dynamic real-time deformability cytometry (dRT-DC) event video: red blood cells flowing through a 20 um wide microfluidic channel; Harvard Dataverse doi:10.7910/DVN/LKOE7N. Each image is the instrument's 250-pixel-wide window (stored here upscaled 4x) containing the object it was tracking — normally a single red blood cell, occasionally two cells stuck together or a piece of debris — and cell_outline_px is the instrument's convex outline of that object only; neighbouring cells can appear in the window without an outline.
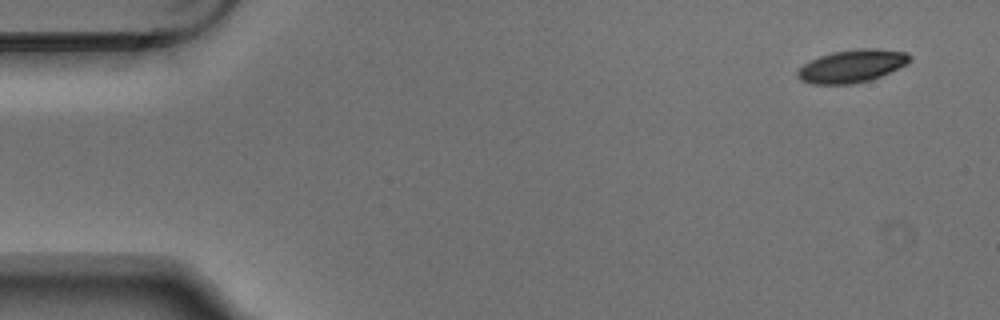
{"species": "Egyptian fruit bat (a non-hibernating species)", "species_latin": "Rousettus aegyptiacus", "temperature_condition": "warm", "stored_images_in_passage": 6, "camera_frame_rate_fps": 3000, "um_per_image_px": 0.085, "animal": {"sex": "male"}, "frame": {"image": 1, "passage_image": 1, "time_ms": 0.0, "image_size_px": [1000, 320], "cell_outline_px": [[912, 60], [908, 64], [880, 76], [868, 80], [852, 84], [812, 84], [800, 80], [796, 76], [796, 72], [804, 64], [820, 56], [832, 52], [860, 48], [876, 48], [904, 52], [912, 56]], "centroid_in_image_um": [72.42, 5.61], "position_along_channel_um": 12.6, "area_um2": 21.39}}
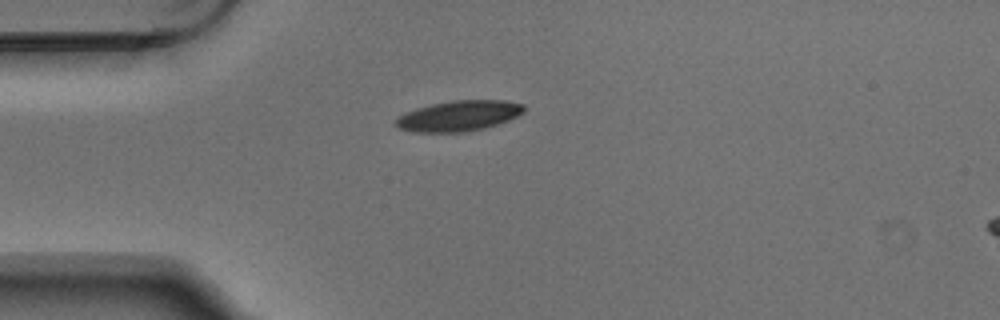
{"frame": {"image": 2, "passage_image": 4, "time_ms": 1.0, "image_size_px": [1000, 320], "cell_outline_px": [[524, 112], [508, 120], [484, 128], [464, 132], [416, 132], [400, 128], [396, 124], [396, 120], [404, 112], [416, 108], [432, 104], [452, 100], [504, 100], [524, 104]], "centroid_in_image_um": [39.01, 9.84], "position_along_channel_um": 46.0, "area_um2": 22.6}}
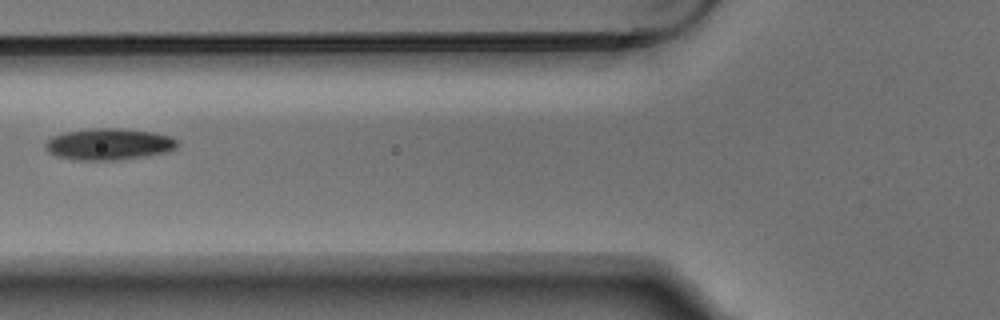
{"frame": {"image": 3, "passage_image": 6, "time_ms": 1.667, "image_size_px": [1000, 320], "cell_outline_px": [[180, 144], [176, 148], [168, 152], [148, 156], [116, 160], [72, 160], [56, 156], [48, 152], [44, 148], [44, 144], [52, 136], [64, 132], [92, 128], [120, 128], [152, 132], [172, 136], [180, 140]], "centroid_in_image_um": [9.28, 12.26], "position_along_channel_um": 116.5, "area_um2": 24.74}}